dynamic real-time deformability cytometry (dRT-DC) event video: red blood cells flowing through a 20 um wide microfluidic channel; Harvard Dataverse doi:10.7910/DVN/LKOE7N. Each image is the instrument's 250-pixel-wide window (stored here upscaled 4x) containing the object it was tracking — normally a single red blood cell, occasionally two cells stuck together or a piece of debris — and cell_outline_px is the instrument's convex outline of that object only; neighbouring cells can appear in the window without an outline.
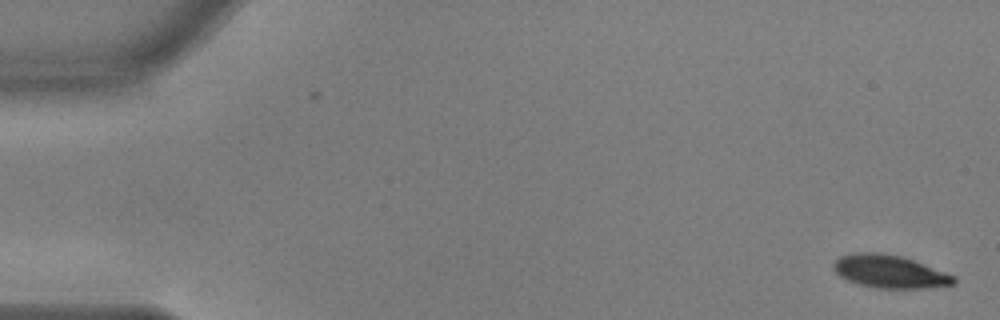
{"species": "common noctule bat (a hibernating species)", "species_latin": "Nyctalus noctula", "temperature_condition": "warm", "stored_images_in_passage": 55, "camera_frame_rate_fps": 3000, "um_per_image_px": 0.085, "animal": {"sex": "male", "body_mass_g": 17.9, "forearm_length_mm": 54.2}, "frame": {"image": 1, "passage_image": 1, "time_ms": 0.0, "image_size_px": [1000, 320], "cell_outline_px": [[956, 280], [952, 284], [920, 288], [876, 288], [856, 284], [840, 276], [832, 268], [832, 264], [840, 256], [852, 252], [880, 252], [900, 256], [912, 260], [956, 276]], "centroid_in_image_um": [75.55, 23.07], "position_along_channel_um": 9.4, "area_um2": 22.95}}
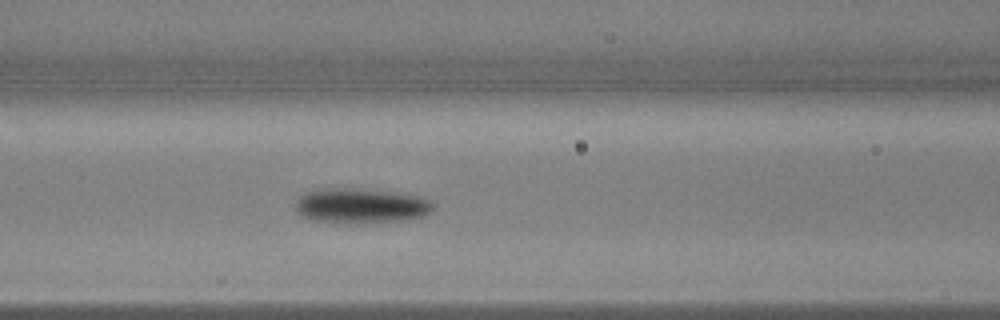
{"frame": {"image": 2, "passage_image": 23, "time_ms": 7.333, "image_size_px": [1000, 320], "cell_outline_px": [[436, 204], [432, 212], [428, 216], [412, 220], [312, 220], [300, 216], [296, 208], [296, 200], [304, 192], [316, 188], [352, 188], [396, 192], [420, 196]], "centroid_in_image_um": [30.73, 17.43], "position_along_channel_um": 135.9, "area_um2": 27.51}}
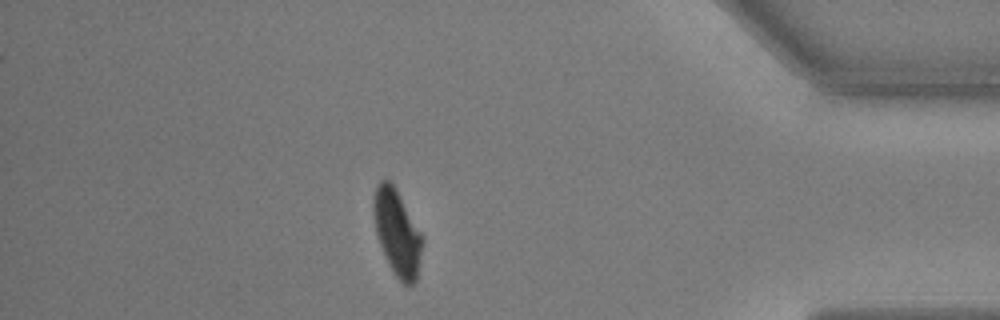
{"frame": {"image": 3, "passage_image": 48, "time_ms": 15.667, "image_size_px": [1000, 320], "cell_outline_px": [[424, 240], [416, 280], [412, 284], [404, 284], [396, 276], [388, 264], [380, 244], [376, 232], [372, 212], [372, 200], [376, 188], [380, 180], [388, 180], [396, 188], [424, 236]], "centroid_in_image_um": [33.76, 19.75], "position_along_channel_um": 401.4, "area_um2": 24.51}, "authors_computed_cell_mechanics": {"area_um2": 26.1256, "velocity_mm_per_s": 3.6441, "shape_relaxation_time_tau1_ms": 3.3326, "shape_relaxation_time_tau2_ms": 2.1332, "deformation_change_tau1": 0.1687, "deformation_change_tau2": 0.0669}}